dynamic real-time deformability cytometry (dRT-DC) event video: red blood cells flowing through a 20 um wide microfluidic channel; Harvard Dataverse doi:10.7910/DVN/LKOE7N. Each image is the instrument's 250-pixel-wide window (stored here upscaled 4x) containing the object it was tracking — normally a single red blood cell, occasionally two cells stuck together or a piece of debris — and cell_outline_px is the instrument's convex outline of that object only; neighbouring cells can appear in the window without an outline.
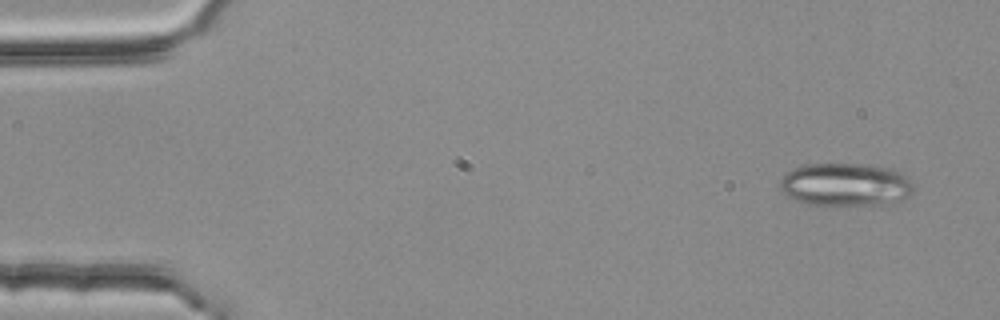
{"species": "common noctule bat (a hibernating species)", "species_latin": "Nyctalus noctula", "temperature_condition": "room temperature", "stored_images_in_passage": 3, "camera_frame_rate_fps": 3000, "um_per_image_px": 0.085, "animal": {"sex": "female", "body_mass_g": 25.1}, "frame": {"image": 1, "passage_image": 1, "time_ms": 0.0, "image_size_px": [1000, 320], "cell_outline_px": [[916, 192], [900, 200], [884, 204], [804, 204], [784, 196], [780, 188], [780, 180], [788, 172], [796, 168], [808, 164], [872, 164], [892, 168], [908, 176], [912, 180]], "centroid_in_image_um": [71.91, 15.68], "position_along_channel_um": 13.1, "area_um2": 33.76}}